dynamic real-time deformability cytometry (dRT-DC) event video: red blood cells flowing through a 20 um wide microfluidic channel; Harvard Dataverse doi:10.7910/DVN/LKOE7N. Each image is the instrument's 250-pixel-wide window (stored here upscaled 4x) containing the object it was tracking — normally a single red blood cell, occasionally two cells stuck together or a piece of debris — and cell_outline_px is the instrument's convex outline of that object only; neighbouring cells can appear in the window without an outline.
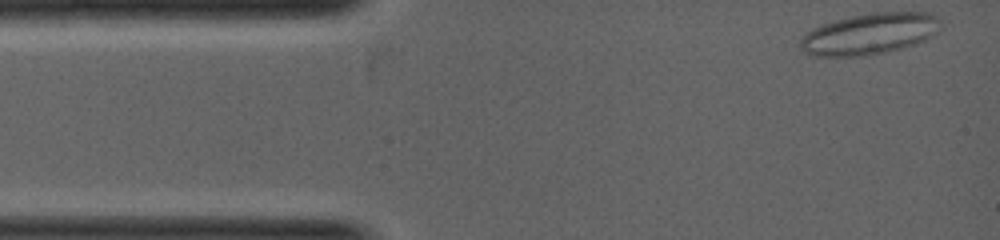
{"species": "common noctule bat (a hibernating species)", "species_latin": "Nyctalus noctula", "temperature_condition": "warm", "stored_images_in_passage": 6, "camera_frame_rate_fps": 5000, "um_per_image_px": 0.085, "animal": {"sex": "female", "body_mass_g": 19.0, "forearm_length_mm": 53.3}, "frame": {"image": 1, "passage_image": 1, "time_ms": 0.0, "image_size_px": [1000, 240], "cell_outline_px": [[940, 28], [936, 32], [924, 40], [916, 44], [884, 52], [860, 56], [812, 56], [804, 52], [800, 48], [800, 40], [808, 32], [824, 24], [836, 20], [852, 16], [872, 12], [928, 12], [936, 16], [940, 20]], "centroid_in_image_um": [73.93, 2.87], "position_along_channel_um": 11.1, "area_um2": 33.35}}